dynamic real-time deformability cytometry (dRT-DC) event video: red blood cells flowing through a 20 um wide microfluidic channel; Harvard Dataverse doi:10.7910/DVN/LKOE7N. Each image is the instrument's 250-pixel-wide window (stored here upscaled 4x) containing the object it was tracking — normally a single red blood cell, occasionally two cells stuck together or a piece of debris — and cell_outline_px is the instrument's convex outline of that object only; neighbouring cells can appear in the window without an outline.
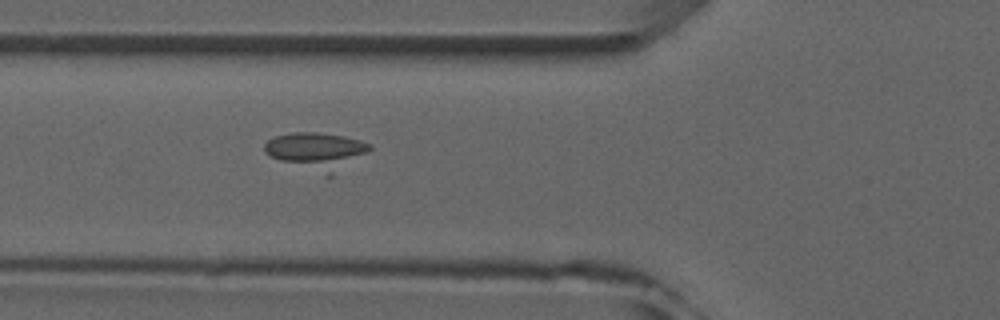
{"species": "common noctule bat (a hibernating species)", "species_latin": "Nyctalus noctula", "temperature_condition": "room temperature", "stored_images_in_passage": 2, "camera_frame_rate_fps": 3000, "um_per_image_px": 0.085, "animal": {"sex": "male", "forearm_length_mm": 52.5}, "frame": {"image": 1, "passage_image": 2, "time_ms": 1.0, "image_size_px": [1000, 320], "cell_outline_px": [[372, 148], [368, 152], [332, 176], [328, 176], [280, 160], [264, 152], [264, 144], [268, 140], [276, 136], [292, 132], [316, 132], [344, 136], [360, 140], [372, 144]], "centroid_in_image_um": [26.95, 12.82], "position_along_channel_um": 98.9, "area_um2": 22.54}}